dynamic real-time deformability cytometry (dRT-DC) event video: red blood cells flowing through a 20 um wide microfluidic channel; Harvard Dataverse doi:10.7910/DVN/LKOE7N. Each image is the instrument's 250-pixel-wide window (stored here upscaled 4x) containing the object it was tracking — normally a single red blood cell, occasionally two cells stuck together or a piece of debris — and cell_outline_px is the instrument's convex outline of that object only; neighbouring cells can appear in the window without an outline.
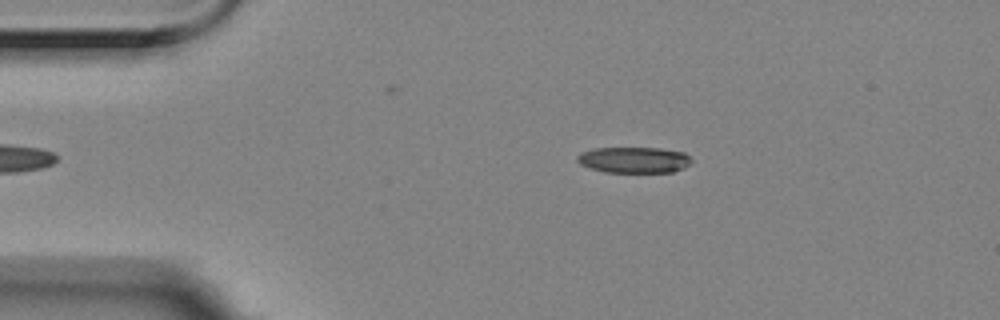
{"species": "Egyptian fruit bat (a non-hibernating species)", "species_latin": "Rousettus aegyptiacus", "temperature_condition": "room temperature", "stored_images_in_passage": 41, "camera_frame_rate_fps": 3000, "um_per_image_px": 0.085, "animal": {"sex": "female"}, "frame": {"image": 1, "passage_image": 3, "time_ms": 0.667, "image_size_px": [1000, 320], "cell_outline_px": [[692, 160], [684, 168], [672, 172], [604, 172], [580, 164], [576, 160], [576, 156], [580, 152], [592, 148], [660, 148], [684, 152]], "centroid_in_image_um": [53.86, 13.58], "position_along_channel_um": 31.1, "area_um2": 17.34}}
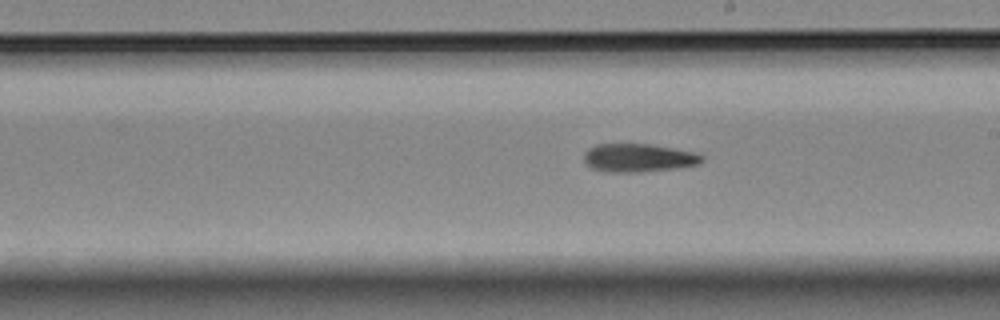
{"frame": {"image": 2, "passage_image": 24, "time_ms": 7.667, "image_size_px": [1000, 320], "cell_outline_px": [[704, 160], [700, 164], [676, 168], [640, 172], [604, 172], [592, 168], [584, 164], [584, 152], [588, 148], [596, 144], [648, 144], [696, 152], [704, 156]], "centroid_in_image_um": [54.25, 13.42], "position_along_channel_um": 234.7, "area_um2": 19.65}}
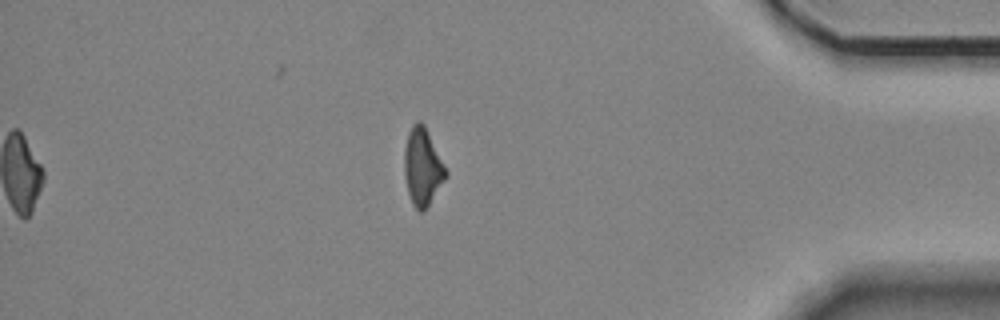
{"frame": {"image": 3, "passage_image": 41, "time_ms": 13.333, "image_size_px": [1000, 320], "cell_outline_px": [[448, 176], [424, 212], [420, 212], [412, 204], [408, 192], [404, 172], [404, 148], [408, 132], [412, 124], [416, 120], [420, 120], [424, 124], [448, 172]], "centroid_in_image_um": [35.91, 14.18], "position_along_channel_um": 399.3, "area_um2": 18.84}}